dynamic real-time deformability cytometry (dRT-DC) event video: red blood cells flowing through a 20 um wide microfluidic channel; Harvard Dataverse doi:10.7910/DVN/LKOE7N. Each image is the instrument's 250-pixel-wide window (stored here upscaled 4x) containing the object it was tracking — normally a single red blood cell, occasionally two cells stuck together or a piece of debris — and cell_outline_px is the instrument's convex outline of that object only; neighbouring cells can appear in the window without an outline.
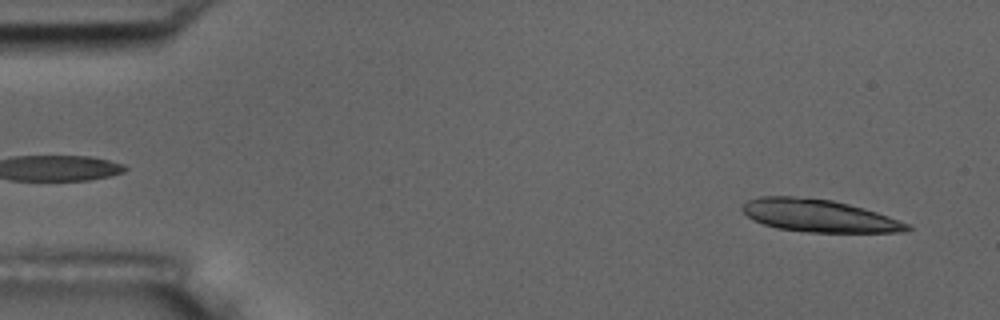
{"species": "common noctule bat (a hibernating species)", "species_latin": "Nyctalus noctula", "temperature_condition": "room temperature", "stored_images_in_passage": 25, "camera_frame_rate_fps": 3000, "um_per_image_px": 0.085, "animal": {"sex": "male", "body_mass_g": 17.5, "forearm_length_mm": 52.3}, "frame": {"image": 1, "passage_image": 3, "time_ms": 0.667, "image_size_px": [1000, 320], "cell_outline_px": [[912, 228], [904, 232], [808, 232], [776, 228], [752, 220], [740, 208], [748, 200], [760, 196], [792, 196], [832, 200], [864, 208], [912, 224]], "centroid_in_image_um": [69.61, 18.34], "position_along_channel_um": 15.4, "area_um2": 31.21}}
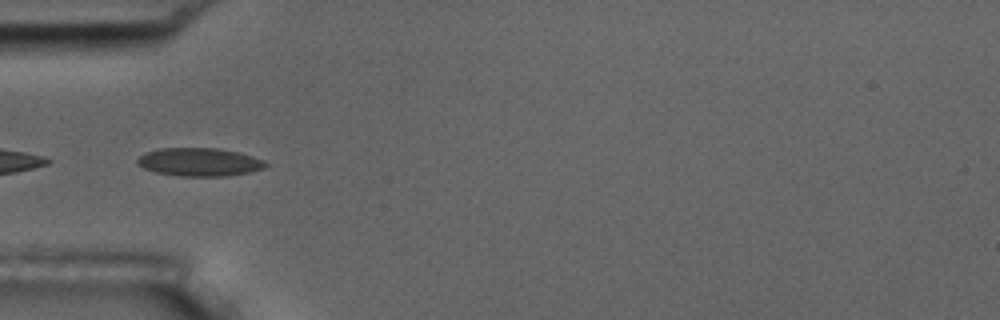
{"frame": {"image": 2, "passage_image": 17, "time_ms": 5.333, "image_size_px": [1000, 320], "cell_outline_px": [[268, 164], [264, 168], [248, 172], [224, 176], [180, 176], [156, 172], [144, 168], [136, 164], [136, 160], [144, 152], [160, 148], [216, 148], [240, 152], [264, 160]], "centroid_in_image_um": [16.93, 13.76], "position_along_channel_um": 68.1, "area_um2": 21.1}}